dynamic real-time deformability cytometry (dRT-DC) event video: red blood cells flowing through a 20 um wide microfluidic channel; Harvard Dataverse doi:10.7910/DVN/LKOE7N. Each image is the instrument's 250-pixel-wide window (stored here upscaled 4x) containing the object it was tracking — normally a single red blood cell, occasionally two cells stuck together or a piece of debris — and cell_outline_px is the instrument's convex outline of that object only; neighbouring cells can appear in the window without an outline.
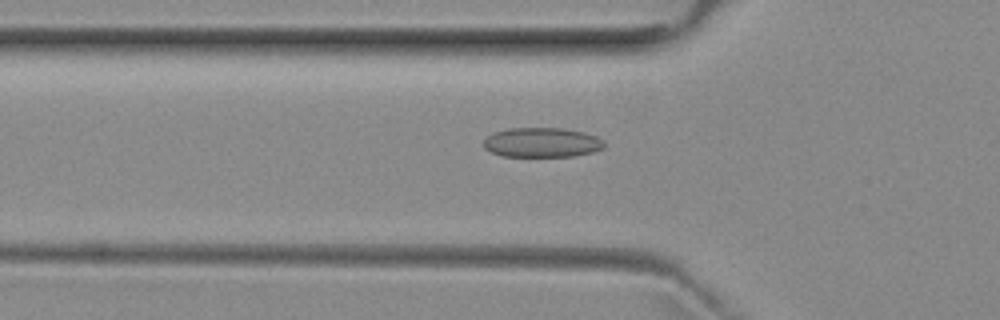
{"species": "common noctule bat (a hibernating species)", "species_latin": "Nyctalus noctula", "temperature_condition": "room temperature", "stored_images_in_passage": 37, "camera_frame_rate_fps": 3000, "um_per_image_px": 0.085, "animal": {"sex": "female", "body_mass_g": 29.2, "forearm_length_mm": 56.3}, "frame": {"image": 1, "passage_image": 2, "time_ms": 0.333, "image_size_px": [1000, 320], "cell_outline_px": [[604, 148], [592, 152], [572, 156], [504, 156], [492, 152], [484, 148], [484, 140], [492, 132], [508, 128], [564, 128], [584, 132], [596, 136], [604, 140]], "centroid_in_image_um": [46.07, 12.1], "position_along_channel_um": 79.7, "area_um2": 20.87}}
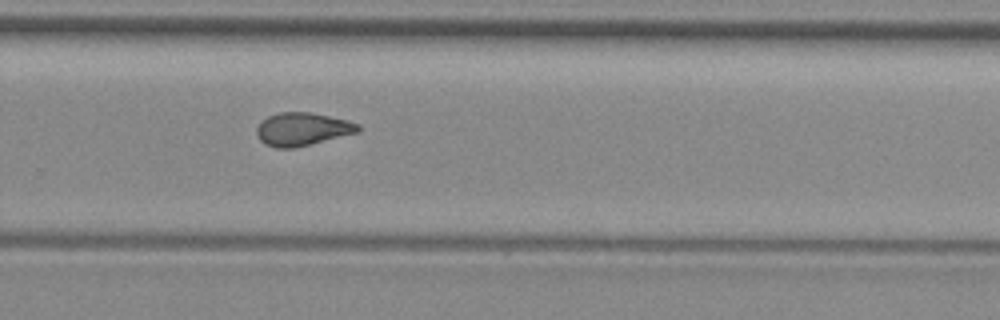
{"frame": {"image": 2, "passage_image": 19, "time_ms": 6.0, "image_size_px": [1000, 320], "cell_outline_px": [[360, 128], [356, 132], [292, 148], [276, 148], [264, 144], [256, 136], [256, 128], [268, 116], [280, 112], [312, 112], [348, 120], [360, 124]], "centroid_in_image_um": [25.66, 10.96], "position_along_channel_um": 304.1, "area_um2": 19.25}}
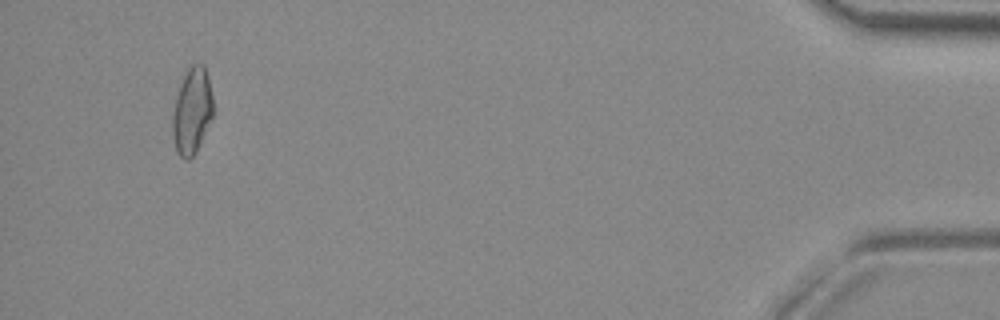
{"frame": {"image": 3, "passage_image": 34, "time_ms": 11.0, "image_size_px": [1000, 320], "cell_outline_px": [[212, 116], [196, 152], [188, 160], [184, 160], [176, 152], [172, 136], [172, 116], [176, 100], [184, 76], [188, 68], [192, 64], [204, 64], [212, 96]], "centroid_in_image_um": [16.3, 9.48], "position_along_channel_um": 418.9, "area_um2": 19.94}, "authors_computed_cell_mechanics": {"area_um2": 19.363, "velocity_mm_per_s": 3.9534, "shape_relaxation_time_tau1_ms": null, "shape_relaxation_time_tau2_ms": 2.3506, "deformation_change_tau1": null, "deformation_change_tau2": 0.0773}}